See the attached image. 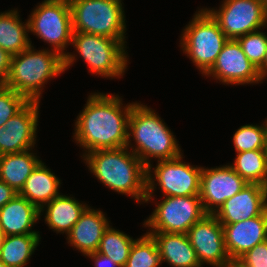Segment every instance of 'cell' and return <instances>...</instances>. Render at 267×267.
Returning a JSON list of instances; mask_svg holds the SVG:
<instances>
[{
	"label": "cell",
	"mask_w": 267,
	"mask_h": 267,
	"mask_svg": "<svg viewBox=\"0 0 267 267\" xmlns=\"http://www.w3.org/2000/svg\"><path fill=\"white\" fill-rule=\"evenodd\" d=\"M88 96L75 120L73 133L76 144L83 148L81 156L94 150L125 147L128 120L136 102L125 106L117 94L95 92Z\"/></svg>",
	"instance_id": "1"
},
{
	"label": "cell",
	"mask_w": 267,
	"mask_h": 267,
	"mask_svg": "<svg viewBox=\"0 0 267 267\" xmlns=\"http://www.w3.org/2000/svg\"><path fill=\"white\" fill-rule=\"evenodd\" d=\"M81 157L102 185L137 203H145L147 167L126 146L94 150Z\"/></svg>",
	"instance_id": "2"
},
{
	"label": "cell",
	"mask_w": 267,
	"mask_h": 267,
	"mask_svg": "<svg viewBox=\"0 0 267 267\" xmlns=\"http://www.w3.org/2000/svg\"><path fill=\"white\" fill-rule=\"evenodd\" d=\"M147 104L136 102L128 120V141L126 147L148 167L152 158L157 161L170 160L182 154L176 136ZM162 119V120H161ZM132 138L134 143L133 146ZM132 143V144H131ZM131 148V149H130Z\"/></svg>",
	"instance_id": "3"
},
{
	"label": "cell",
	"mask_w": 267,
	"mask_h": 267,
	"mask_svg": "<svg viewBox=\"0 0 267 267\" xmlns=\"http://www.w3.org/2000/svg\"><path fill=\"white\" fill-rule=\"evenodd\" d=\"M64 71V57L49 48L26 50L11 56L10 73L4 85L28 101L40 102L43 88Z\"/></svg>",
	"instance_id": "4"
},
{
	"label": "cell",
	"mask_w": 267,
	"mask_h": 267,
	"mask_svg": "<svg viewBox=\"0 0 267 267\" xmlns=\"http://www.w3.org/2000/svg\"><path fill=\"white\" fill-rule=\"evenodd\" d=\"M28 23L29 33L50 44L51 50L64 57V71L68 70L77 59V53L66 50L73 33L69 0H43L32 10Z\"/></svg>",
	"instance_id": "5"
},
{
	"label": "cell",
	"mask_w": 267,
	"mask_h": 267,
	"mask_svg": "<svg viewBox=\"0 0 267 267\" xmlns=\"http://www.w3.org/2000/svg\"><path fill=\"white\" fill-rule=\"evenodd\" d=\"M69 3L73 32L105 36L127 46L122 0H69Z\"/></svg>",
	"instance_id": "6"
},
{
	"label": "cell",
	"mask_w": 267,
	"mask_h": 267,
	"mask_svg": "<svg viewBox=\"0 0 267 267\" xmlns=\"http://www.w3.org/2000/svg\"><path fill=\"white\" fill-rule=\"evenodd\" d=\"M180 48L204 76L228 41L219 24L203 7L195 12L182 31Z\"/></svg>",
	"instance_id": "7"
},
{
	"label": "cell",
	"mask_w": 267,
	"mask_h": 267,
	"mask_svg": "<svg viewBox=\"0 0 267 267\" xmlns=\"http://www.w3.org/2000/svg\"><path fill=\"white\" fill-rule=\"evenodd\" d=\"M71 45L88 65V72L102 78H121L127 71V47L119 40L73 32Z\"/></svg>",
	"instance_id": "8"
},
{
	"label": "cell",
	"mask_w": 267,
	"mask_h": 267,
	"mask_svg": "<svg viewBox=\"0 0 267 267\" xmlns=\"http://www.w3.org/2000/svg\"><path fill=\"white\" fill-rule=\"evenodd\" d=\"M183 157L182 153L177 158L160 160L156 166L152 167L150 164L147 167L145 203L155 201L154 191L157 185L161 189L162 197L200 195L202 166L184 162Z\"/></svg>",
	"instance_id": "9"
},
{
	"label": "cell",
	"mask_w": 267,
	"mask_h": 267,
	"mask_svg": "<svg viewBox=\"0 0 267 267\" xmlns=\"http://www.w3.org/2000/svg\"><path fill=\"white\" fill-rule=\"evenodd\" d=\"M144 221L148 232L187 234L189 229L206 215L199 195L165 196Z\"/></svg>",
	"instance_id": "10"
},
{
	"label": "cell",
	"mask_w": 267,
	"mask_h": 267,
	"mask_svg": "<svg viewBox=\"0 0 267 267\" xmlns=\"http://www.w3.org/2000/svg\"><path fill=\"white\" fill-rule=\"evenodd\" d=\"M221 3L219 9H205L228 39H237L249 32L267 28L261 0H223Z\"/></svg>",
	"instance_id": "11"
},
{
	"label": "cell",
	"mask_w": 267,
	"mask_h": 267,
	"mask_svg": "<svg viewBox=\"0 0 267 267\" xmlns=\"http://www.w3.org/2000/svg\"><path fill=\"white\" fill-rule=\"evenodd\" d=\"M190 244L195 249L201 266L229 267L232 264L224 240V229L214 214L204 215L188 231Z\"/></svg>",
	"instance_id": "12"
},
{
	"label": "cell",
	"mask_w": 267,
	"mask_h": 267,
	"mask_svg": "<svg viewBox=\"0 0 267 267\" xmlns=\"http://www.w3.org/2000/svg\"><path fill=\"white\" fill-rule=\"evenodd\" d=\"M227 85L262 83L258 68L248 59L236 39H228L212 68L204 75Z\"/></svg>",
	"instance_id": "13"
},
{
	"label": "cell",
	"mask_w": 267,
	"mask_h": 267,
	"mask_svg": "<svg viewBox=\"0 0 267 267\" xmlns=\"http://www.w3.org/2000/svg\"><path fill=\"white\" fill-rule=\"evenodd\" d=\"M248 183L230 165L202 167L200 199L206 214H214L224 202Z\"/></svg>",
	"instance_id": "14"
},
{
	"label": "cell",
	"mask_w": 267,
	"mask_h": 267,
	"mask_svg": "<svg viewBox=\"0 0 267 267\" xmlns=\"http://www.w3.org/2000/svg\"><path fill=\"white\" fill-rule=\"evenodd\" d=\"M40 102L29 101L0 127V155L34 149Z\"/></svg>",
	"instance_id": "15"
},
{
	"label": "cell",
	"mask_w": 267,
	"mask_h": 267,
	"mask_svg": "<svg viewBox=\"0 0 267 267\" xmlns=\"http://www.w3.org/2000/svg\"><path fill=\"white\" fill-rule=\"evenodd\" d=\"M267 209V187L247 184L214 213L221 224H233L260 216Z\"/></svg>",
	"instance_id": "16"
},
{
	"label": "cell",
	"mask_w": 267,
	"mask_h": 267,
	"mask_svg": "<svg viewBox=\"0 0 267 267\" xmlns=\"http://www.w3.org/2000/svg\"><path fill=\"white\" fill-rule=\"evenodd\" d=\"M227 254L232 262L267 240V209L260 215L233 224H221Z\"/></svg>",
	"instance_id": "17"
},
{
	"label": "cell",
	"mask_w": 267,
	"mask_h": 267,
	"mask_svg": "<svg viewBox=\"0 0 267 267\" xmlns=\"http://www.w3.org/2000/svg\"><path fill=\"white\" fill-rule=\"evenodd\" d=\"M110 221L100 209L87 207L80 219L66 235L67 243L84 256L97 251L104 232Z\"/></svg>",
	"instance_id": "18"
},
{
	"label": "cell",
	"mask_w": 267,
	"mask_h": 267,
	"mask_svg": "<svg viewBox=\"0 0 267 267\" xmlns=\"http://www.w3.org/2000/svg\"><path fill=\"white\" fill-rule=\"evenodd\" d=\"M42 215L36 206L17 193L0 208V228L5 236L40 234L32 227Z\"/></svg>",
	"instance_id": "19"
},
{
	"label": "cell",
	"mask_w": 267,
	"mask_h": 267,
	"mask_svg": "<svg viewBox=\"0 0 267 267\" xmlns=\"http://www.w3.org/2000/svg\"><path fill=\"white\" fill-rule=\"evenodd\" d=\"M156 241L161 262L172 267H202L187 234L146 232Z\"/></svg>",
	"instance_id": "20"
},
{
	"label": "cell",
	"mask_w": 267,
	"mask_h": 267,
	"mask_svg": "<svg viewBox=\"0 0 267 267\" xmlns=\"http://www.w3.org/2000/svg\"><path fill=\"white\" fill-rule=\"evenodd\" d=\"M71 196L61 194L40 210V213L45 211L44 221L56 234L67 235L88 207V204L81 203Z\"/></svg>",
	"instance_id": "21"
},
{
	"label": "cell",
	"mask_w": 267,
	"mask_h": 267,
	"mask_svg": "<svg viewBox=\"0 0 267 267\" xmlns=\"http://www.w3.org/2000/svg\"><path fill=\"white\" fill-rule=\"evenodd\" d=\"M41 162L30 174L24 183L19 195L25 197L29 202L41 210L47 203L59 193L61 180L51 172V169Z\"/></svg>",
	"instance_id": "22"
},
{
	"label": "cell",
	"mask_w": 267,
	"mask_h": 267,
	"mask_svg": "<svg viewBox=\"0 0 267 267\" xmlns=\"http://www.w3.org/2000/svg\"><path fill=\"white\" fill-rule=\"evenodd\" d=\"M41 162L32 149L0 155V180L19 193L27 178Z\"/></svg>",
	"instance_id": "23"
},
{
	"label": "cell",
	"mask_w": 267,
	"mask_h": 267,
	"mask_svg": "<svg viewBox=\"0 0 267 267\" xmlns=\"http://www.w3.org/2000/svg\"><path fill=\"white\" fill-rule=\"evenodd\" d=\"M18 9L0 12V48L15 55L32 45L28 36V19L24 23L20 19Z\"/></svg>",
	"instance_id": "24"
},
{
	"label": "cell",
	"mask_w": 267,
	"mask_h": 267,
	"mask_svg": "<svg viewBox=\"0 0 267 267\" xmlns=\"http://www.w3.org/2000/svg\"><path fill=\"white\" fill-rule=\"evenodd\" d=\"M40 234L5 236L0 260L7 267H25L39 246Z\"/></svg>",
	"instance_id": "25"
},
{
	"label": "cell",
	"mask_w": 267,
	"mask_h": 267,
	"mask_svg": "<svg viewBox=\"0 0 267 267\" xmlns=\"http://www.w3.org/2000/svg\"><path fill=\"white\" fill-rule=\"evenodd\" d=\"M248 184L267 187L266 150H251L237 153L234 164L228 163Z\"/></svg>",
	"instance_id": "26"
},
{
	"label": "cell",
	"mask_w": 267,
	"mask_h": 267,
	"mask_svg": "<svg viewBox=\"0 0 267 267\" xmlns=\"http://www.w3.org/2000/svg\"><path fill=\"white\" fill-rule=\"evenodd\" d=\"M135 240L126 233L109 226L102 235L96 252L111 258L121 267H125Z\"/></svg>",
	"instance_id": "27"
},
{
	"label": "cell",
	"mask_w": 267,
	"mask_h": 267,
	"mask_svg": "<svg viewBox=\"0 0 267 267\" xmlns=\"http://www.w3.org/2000/svg\"><path fill=\"white\" fill-rule=\"evenodd\" d=\"M161 264L156 241L145 233L134 241L125 267H159Z\"/></svg>",
	"instance_id": "28"
},
{
	"label": "cell",
	"mask_w": 267,
	"mask_h": 267,
	"mask_svg": "<svg viewBox=\"0 0 267 267\" xmlns=\"http://www.w3.org/2000/svg\"><path fill=\"white\" fill-rule=\"evenodd\" d=\"M233 145L236 153L251 150H266L267 125L246 124L233 134Z\"/></svg>",
	"instance_id": "29"
},
{
	"label": "cell",
	"mask_w": 267,
	"mask_h": 267,
	"mask_svg": "<svg viewBox=\"0 0 267 267\" xmlns=\"http://www.w3.org/2000/svg\"><path fill=\"white\" fill-rule=\"evenodd\" d=\"M265 33L257 30L236 39L242 51L258 69L262 66L267 50V34Z\"/></svg>",
	"instance_id": "30"
},
{
	"label": "cell",
	"mask_w": 267,
	"mask_h": 267,
	"mask_svg": "<svg viewBox=\"0 0 267 267\" xmlns=\"http://www.w3.org/2000/svg\"><path fill=\"white\" fill-rule=\"evenodd\" d=\"M29 101L13 89L0 84V127L16 115Z\"/></svg>",
	"instance_id": "31"
},
{
	"label": "cell",
	"mask_w": 267,
	"mask_h": 267,
	"mask_svg": "<svg viewBox=\"0 0 267 267\" xmlns=\"http://www.w3.org/2000/svg\"><path fill=\"white\" fill-rule=\"evenodd\" d=\"M236 262L241 267H267V240L248 250Z\"/></svg>",
	"instance_id": "32"
},
{
	"label": "cell",
	"mask_w": 267,
	"mask_h": 267,
	"mask_svg": "<svg viewBox=\"0 0 267 267\" xmlns=\"http://www.w3.org/2000/svg\"><path fill=\"white\" fill-rule=\"evenodd\" d=\"M11 54L0 48V84H4L10 73Z\"/></svg>",
	"instance_id": "33"
},
{
	"label": "cell",
	"mask_w": 267,
	"mask_h": 267,
	"mask_svg": "<svg viewBox=\"0 0 267 267\" xmlns=\"http://www.w3.org/2000/svg\"><path fill=\"white\" fill-rule=\"evenodd\" d=\"M86 256L94 261L95 267H121L111 258H108L107 256L98 252L90 253Z\"/></svg>",
	"instance_id": "34"
},
{
	"label": "cell",
	"mask_w": 267,
	"mask_h": 267,
	"mask_svg": "<svg viewBox=\"0 0 267 267\" xmlns=\"http://www.w3.org/2000/svg\"><path fill=\"white\" fill-rule=\"evenodd\" d=\"M17 194L7 183L0 180V208Z\"/></svg>",
	"instance_id": "35"
},
{
	"label": "cell",
	"mask_w": 267,
	"mask_h": 267,
	"mask_svg": "<svg viewBox=\"0 0 267 267\" xmlns=\"http://www.w3.org/2000/svg\"><path fill=\"white\" fill-rule=\"evenodd\" d=\"M258 71H259V74H260L262 80H265L267 77V50L265 53V57H264L262 66L258 69Z\"/></svg>",
	"instance_id": "36"
},
{
	"label": "cell",
	"mask_w": 267,
	"mask_h": 267,
	"mask_svg": "<svg viewBox=\"0 0 267 267\" xmlns=\"http://www.w3.org/2000/svg\"><path fill=\"white\" fill-rule=\"evenodd\" d=\"M4 238H5V234L3 233L2 229L0 228V250H1V247L3 245Z\"/></svg>",
	"instance_id": "37"
},
{
	"label": "cell",
	"mask_w": 267,
	"mask_h": 267,
	"mask_svg": "<svg viewBox=\"0 0 267 267\" xmlns=\"http://www.w3.org/2000/svg\"><path fill=\"white\" fill-rule=\"evenodd\" d=\"M262 4H263V8L267 17V0H261Z\"/></svg>",
	"instance_id": "38"
},
{
	"label": "cell",
	"mask_w": 267,
	"mask_h": 267,
	"mask_svg": "<svg viewBox=\"0 0 267 267\" xmlns=\"http://www.w3.org/2000/svg\"><path fill=\"white\" fill-rule=\"evenodd\" d=\"M229 267H241V266L236 261H234Z\"/></svg>",
	"instance_id": "39"
},
{
	"label": "cell",
	"mask_w": 267,
	"mask_h": 267,
	"mask_svg": "<svg viewBox=\"0 0 267 267\" xmlns=\"http://www.w3.org/2000/svg\"><path fill=\"white\" fill-rule=\"evenodd\" d=\"M0 267H7V266L0 260Z\"/></svg>",
	"instance_id": "40"
}]
</instances>
